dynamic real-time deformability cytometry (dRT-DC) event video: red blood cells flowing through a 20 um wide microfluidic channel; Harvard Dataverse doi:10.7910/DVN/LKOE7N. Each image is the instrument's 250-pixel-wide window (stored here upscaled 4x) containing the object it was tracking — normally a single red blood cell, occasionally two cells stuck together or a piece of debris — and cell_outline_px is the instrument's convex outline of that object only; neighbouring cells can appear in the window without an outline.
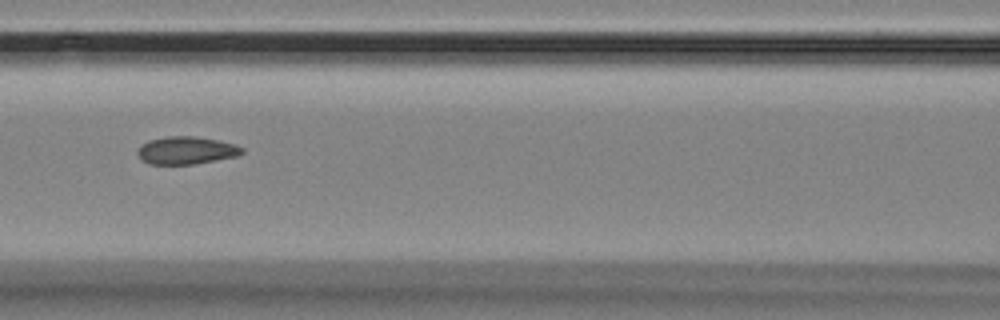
{"species": "Egyptian fruit bat (a non-hibernating species)", "species_latin": "Rousettus aegyptiacus", "temperature_condition": "room temperature", "stored_images_in_passage": 13, "camera_frame_rate_fps": 3000, "um_per_image_px": 0.085, "animal": {"sex": "female"}, "frame": {"image": 1, "passage_image": 5, "time_ms": 5.667, "image_size_px": [1000, 320], "cell_outline_px": [[244, 152], [236, 156], [216, 160], [192, 164], [148, 164], [140, 160], [136, 152], [140, 144], [148, 140], [168, 136], [196, 136], [236, 144], [244, 148]], "centroid_in_image_um": [15.79, 12.78], "position_along_channel_um": 150.8, "area_um2": 16.99}}
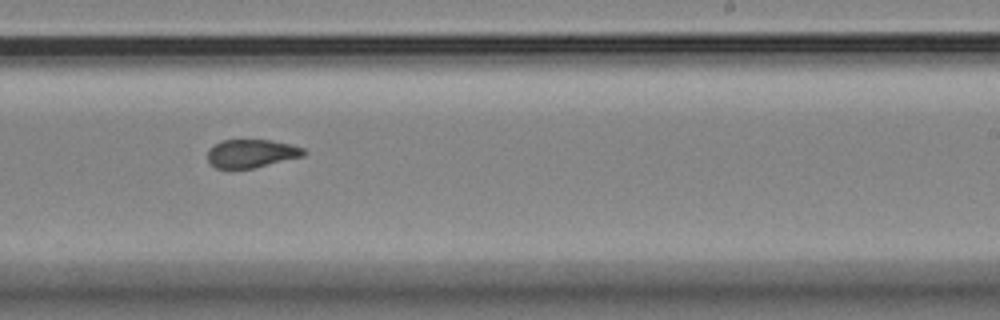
{"frame": {"image": 2, "passage_image": 8, "time_ms": 9.0, "image_size_px": [1000, 320], "cell_outline_px": [[308, 152], [304, 156], [252, 168], [216, 168], [208, 164], [208, 148], [220, 140], [268, 140], [288, 144], [304, 148]], "centroid_in_image_um": [21.34, 13.04], "position_along_channel_um": 267.7, "area_um2": 15.84}}
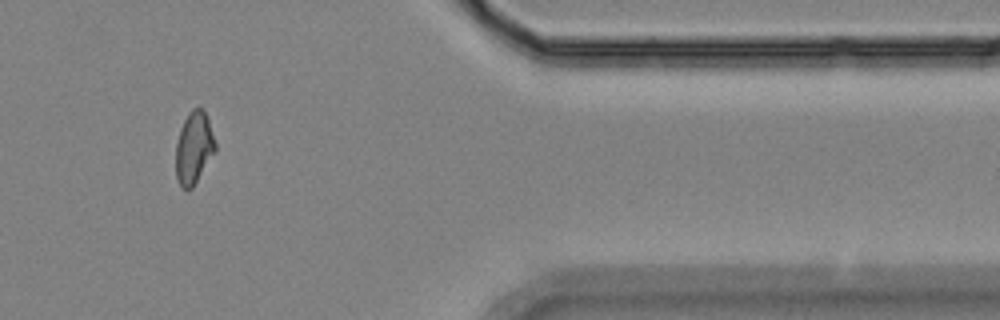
{"frame": {"image": 3, "passage_image": 11, "time_ms": 13.333, "image_size_px": [1000, 320], "cell_outline_px": [[216, 148], [192, 188], [188, 192], [180, 188], [176, 180], [176, 144], [180, 128], [188, 112], [192, 108], [200, 108], [204, 112], [208, 120], [216, 144]], "centroid_in_image_um": [16.44, 12.6], "position_along_channel_um": 395.0, "area_um2": 16.47}, "authors_computed_cell_mechanics": {"area_um2": 16.9932, "velocity_mm_per_s": 3.5264, "shape_relaxation_time_tau1_ms": 4.4159, "shape_relaxation_time_tau2_ms": null, "deformation_change_tau1": 0.1148, "deformation_change_tau2": null}}